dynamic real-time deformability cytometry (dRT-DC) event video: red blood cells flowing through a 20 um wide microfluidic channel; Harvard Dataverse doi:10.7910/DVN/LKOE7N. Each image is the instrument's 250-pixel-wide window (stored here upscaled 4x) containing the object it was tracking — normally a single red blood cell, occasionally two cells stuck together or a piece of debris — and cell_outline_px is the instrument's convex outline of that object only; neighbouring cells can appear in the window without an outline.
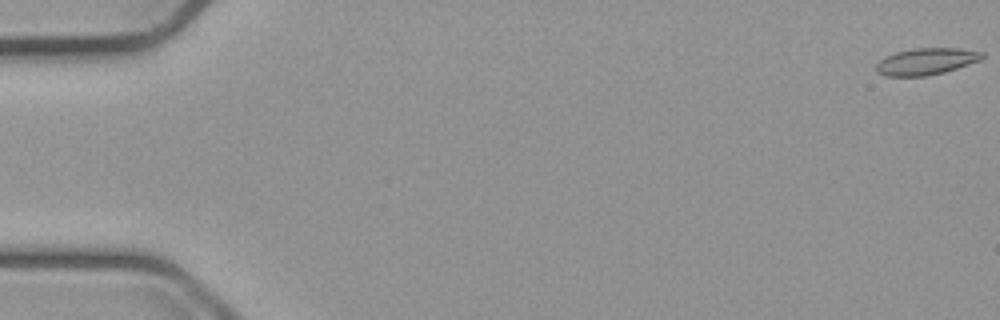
{"species": "common noctule bat (a hibernating species)", "species_latin": "Nyctalus noctula", "temperature_condition": "cold", "stored_images_in_passage": 56, "camera_frame_rate_fps": 3000, "um_per_image_px": 0.085, "animal": {"sex": "male", "body_mass_g": 23.1, "forearm_length_mm": 52.7}, "frame": {"image": 1, "passage_image": 1, "time_ms": 0.0, "image_size_px": [1000, 320], "cell_outline_px": [[984, 56], [980, 60], [944, 72], [928, 76], [884, 76], [876, 72], [876, 64], [884, 56], [896, 52], [912, 48], [956, 48], [984, 52]], "centroid_in_image_um": [78.68, 5.22], "position_along_channel_um": 6.3, "area_um2": 16.53}}
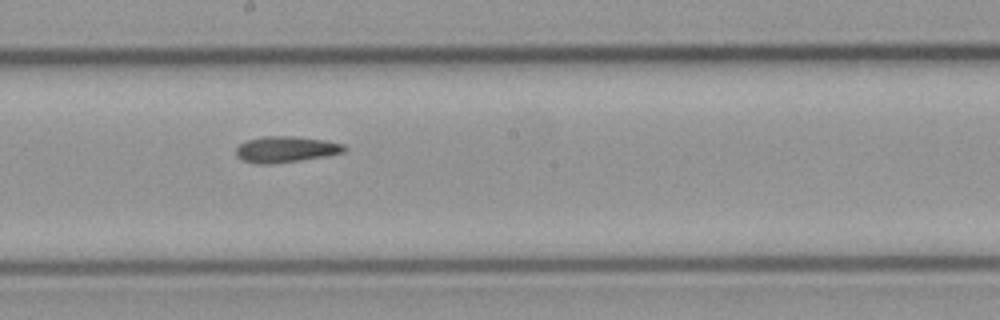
{"frame": {"image": 2, "passage_image": 31, "time_ms": 10.0, "image_size_px": [1000, 320], "cell_outline_px": [[348, 148], [344, 152], [324, 156], [300, 160], [272, 164], [256, 164], [244, 160], [236, 156], [236, 148], [240, 144], [248, 140], [264, 136], [296, 136], [324, 140], [344, 144]], "centroid_in_image_um": [24.3, 12.69], "position_along_channel_um": 223.9, "area_um2": 16.42}}
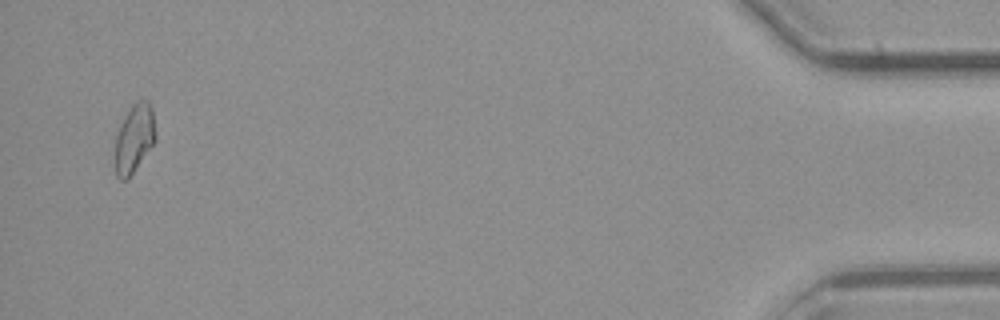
{"frame": {"image": 3, "passage_image": 54, "time_ms": 17.667, "image_size_px": [1000, 320], "cell_outline_px": [[156, 136], [152, 144], [128, 180], [120, 180], [116, 176], [116, 136], [120, 124], [132, 104], [136, 100], [148, 100], [152, 108], [156, 132]], "centroid_in_image_um": [11.41, 11.74], "position_along_channel_um": 423.8, "area_um2": 15.95}}